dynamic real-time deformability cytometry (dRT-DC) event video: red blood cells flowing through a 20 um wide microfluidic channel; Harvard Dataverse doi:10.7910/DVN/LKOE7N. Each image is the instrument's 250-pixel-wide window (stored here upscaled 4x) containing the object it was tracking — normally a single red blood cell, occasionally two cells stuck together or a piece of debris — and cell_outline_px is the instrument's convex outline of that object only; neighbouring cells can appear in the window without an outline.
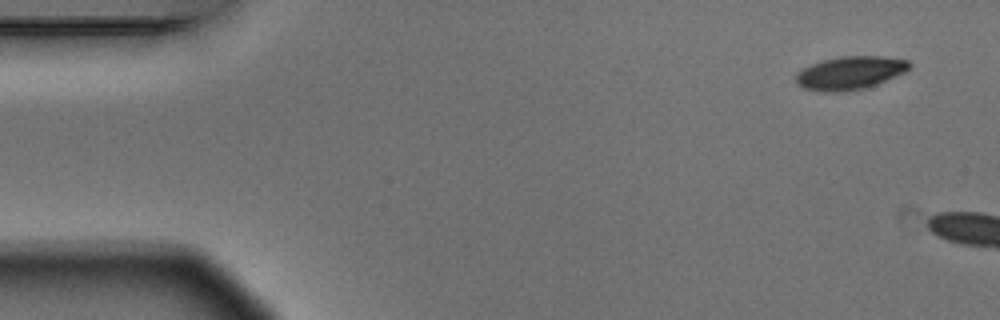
{"species": "Egyptian fruit bat (a non-hibernating species)", "species_latin": "Rousettus aegyptiacus", "temperature_condition": "warm", "stored_images_in_passage": 2, "camera_frame_rate_fps": 3000, "um_per_image_px": 0.085, "animal": {"sex": "male"}, "frame": {"image": 1, "passage_image": 1, "time_ms": 0.0, "image_size_px": [1000, 320], "cell_outline_px": [[912, 64], [908, 72], [876, 84], [864, 88], [848, 92], [824, 92], [804, 88], [796, 84], [796, 72], [812, 64], [824, 60], [840, 56], [880, 56], [908, 60]], "centroid_in_image_um": [72.28, 6.2], "position_along_channel_um": 12.7, "area_um2": 22.14}}